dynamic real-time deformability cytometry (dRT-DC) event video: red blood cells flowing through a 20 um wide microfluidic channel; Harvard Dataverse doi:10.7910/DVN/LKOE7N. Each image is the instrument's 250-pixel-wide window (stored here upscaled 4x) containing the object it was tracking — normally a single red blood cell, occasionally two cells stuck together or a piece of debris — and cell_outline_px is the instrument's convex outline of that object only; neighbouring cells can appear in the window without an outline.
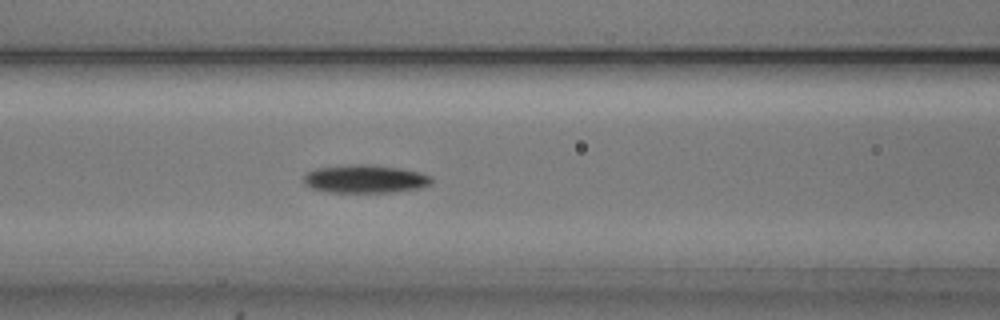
{"species": "common noctule bat (a hibernating species)", "species_latin": "Nyctalus noctula", "temperature_condition": "cold", "stored_images_in_passage": 40, "camera_frame_rate_fps": 3000, "um_per_image_px": 0.085, "animal": {"sex": "male", "body_mass_g": 20.5, "forearm_length_mm": 52.5}, "frame": {"image": 1, "passage_image": 11, "time_ms": 3.333, "image_size_px": [1000, 320], "cell_outline_px": [[432, 184], [420, 188], [396, 192], [328, 192], [312, 188], [304, 184], [304, 176], [308, 172], [316, 168], [348, 164], [372, 164], [400, 168], [420, 172], [432, 176]], "centroid_in_image_um": [31.07, 15.2], "position_along_channel_um": 135.5, "area_um2": 21.21}}
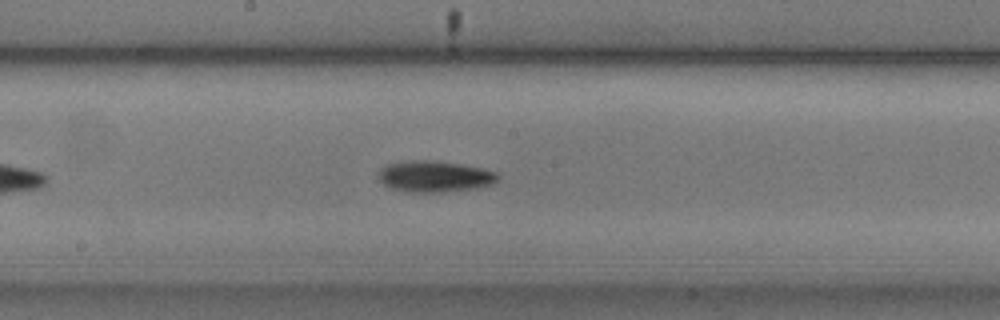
{"frame": {"image": 2, "passage_image": 17, "time_ms": 5.333, "image_size_px": [1000, 320], "cell_outline_px": [[500, 176], [492, 184], [476, 188], [444, 192], [404, 192], [392, 188], [384, 184], [380, 180], [380, 168], [388, 164], [412, 160], [432, 160], [460, 164], [480, 168], [496, 172]], "centroid_in_image_um": [36.94, 15.0], "position_along_channel_um": 211.3, "area_um2": 21.56}}
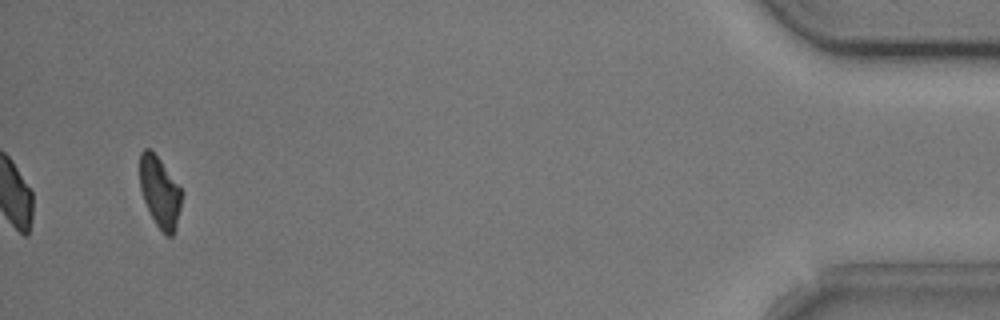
{"frame": {"image": 3, "passage_image": 40, "time_ms": 13.0, "image_size_px": [1000, 320], "cell_outline_px": [[184, 192], [176, 228], [172, 236], [168, 236], [156, 224], [144, 200], [140, 188], [140, 152], [144, 148], [148, 148], [160, 160]], "centroid_in_image_um": [13.61, 16.32], "position_along_channel_um": 421.6, "area_um2": 17.11}}